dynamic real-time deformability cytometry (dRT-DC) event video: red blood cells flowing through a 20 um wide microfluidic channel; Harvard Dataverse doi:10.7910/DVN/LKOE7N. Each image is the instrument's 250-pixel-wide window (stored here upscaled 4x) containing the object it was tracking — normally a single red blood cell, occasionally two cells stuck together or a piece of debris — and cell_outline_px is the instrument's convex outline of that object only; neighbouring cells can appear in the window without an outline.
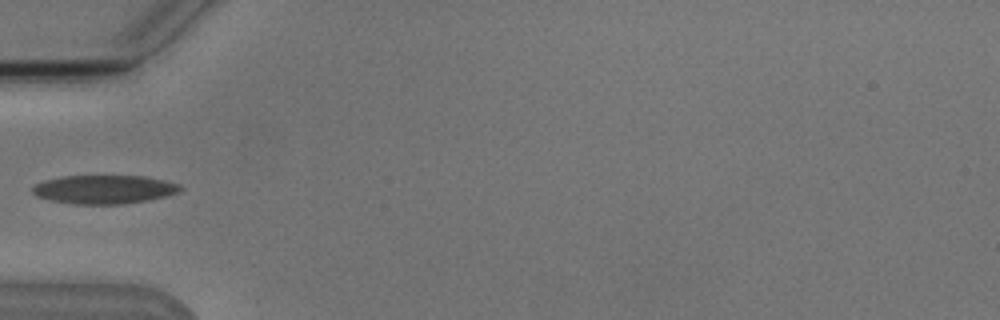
{"species": "Egyptian fruit bat (a non-hibernating species)", "species_latin": "Rousettus aegyptiacus", "temperature_condition": "cold", "stored_images_in_passage": 5, "camera_frame_rate_fps": 3000, "um_per_image_px": 0.085, "animal": {"sex": "male"}, "frame": {"image": 1, "passage_image": 5, "time_ms": 4.667, "image_size_px": [1000, 320], "cell_outline_px": [[184, 188], [180, 192], [148, 200], [124, 204], [72, 204], [52, 200], [36, 196], [32, 192], [32, 188], [36, 184], [44, 180], [64, 176], [144, 176], [164, 180], [180, 184]], "centroid_in_image_um": [8.88, 16.1], "position_along_channel_um": 76.1, "area_um2": 24.68}}